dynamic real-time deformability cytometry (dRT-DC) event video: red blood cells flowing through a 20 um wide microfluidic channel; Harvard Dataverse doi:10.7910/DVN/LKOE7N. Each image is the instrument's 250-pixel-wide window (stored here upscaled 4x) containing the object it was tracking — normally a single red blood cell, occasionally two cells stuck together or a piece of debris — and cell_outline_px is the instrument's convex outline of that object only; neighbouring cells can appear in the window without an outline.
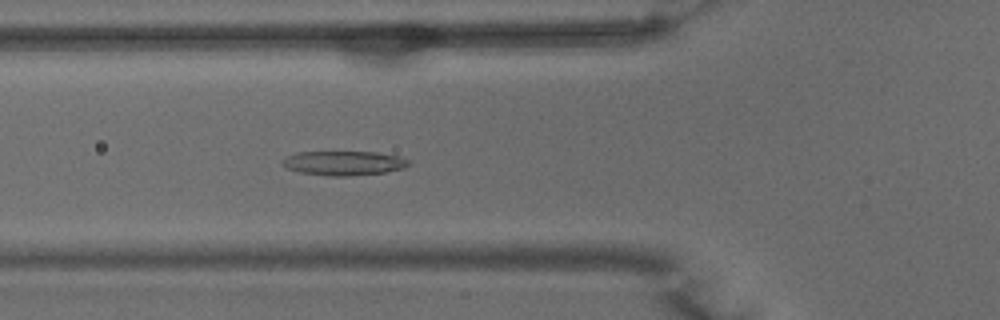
{"species": "common noctule bat (a hibernating species)", "species_latin": "Nyctalus noctula", "temperature_condition": "warm", "stored_images_in_passage": 45, "segment_of_instrument_passage": [1, 2], "camera_frame_rate_fps": 3000, "um_per_image_px": 0.085, "animal": {"sex": "male", "body_mass_g": 15.6}, "frame": {"image": 1, "passage_image": 11, "time_ms": 3.333, "image_size_px": [1000, 320], "cell_outline_px": [[408, 164], [404, 168], [384, 172], [348, 176], [332, 176], [300, 172], [288, 168], [280, 164], [280, 160], [296, 152], [376, 152], [400, 156], [408, 160]], "centroid_in_image_um": [29.19, 13.86], "position_along_channel_um": 96.6, "area_um2": 17.8}}
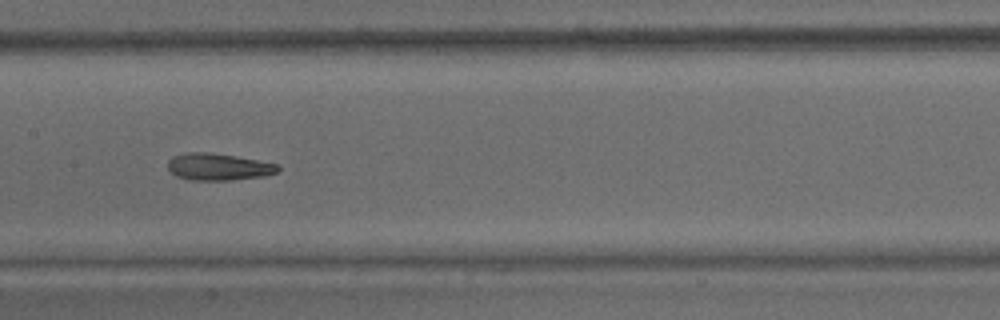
{"frame": {"image": 2, "passage_image": 18, "time_ms": 5.667, "image_size_px": [1000, 320], "cell_outline_px": [[280, 168], [276, 172], [264, 176], [232, 180], [188, 180], [176, 176], [168, 168], [168, 160], [172, 156], [188, 152], [204, 152], [236, 156], [280, 164]], "centroid_in_image_um": [18.56, 14.18], "position_along_channel_um": 188.8, "area_um2": 17.34}}
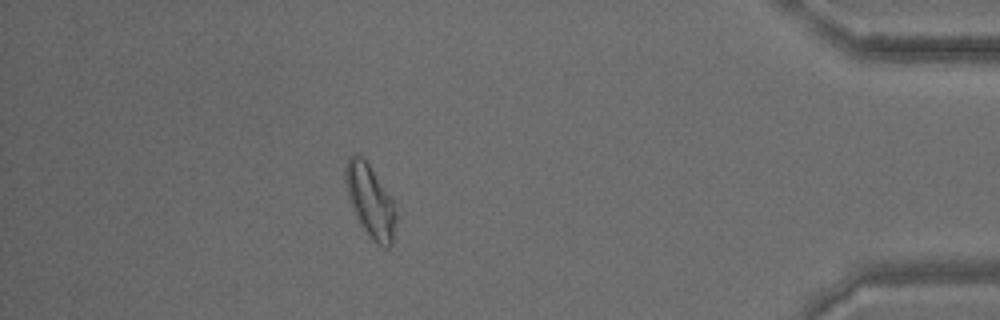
{"frame": {"image": 3, "passage_image": 38, "time_ms": 12.333, "image_size_px": [1000, 320], "cell_outline_px": [[396, 220], [392, 244], [388, 248], [384, 248], [376, 244], [372, 240], [360, 224], [352, 208], [348, 196], [344, 180], [344, 168], [348, 156], [360, 156], [368, 164], [392, 200], [396, 212]], "centroid_in_image_um": [31.45, 17.13], "position_along_channel_um": 403.7, "area_um2": 21.1}}